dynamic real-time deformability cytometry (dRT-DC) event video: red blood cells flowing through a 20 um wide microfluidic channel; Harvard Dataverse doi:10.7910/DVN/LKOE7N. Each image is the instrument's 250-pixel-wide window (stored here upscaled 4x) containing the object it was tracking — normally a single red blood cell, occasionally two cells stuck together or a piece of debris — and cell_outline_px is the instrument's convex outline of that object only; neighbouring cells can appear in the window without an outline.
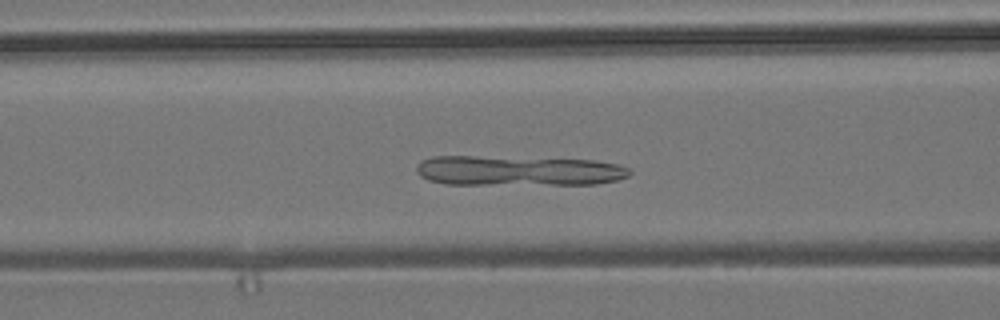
{"species": "common noctule bat (a hibernating species)", "species_latin": "Nyctalus noctula", "temperature_condition": "room temperature", "stored_images_in_passage": 53, "camera_frame_rate_fps": 3000, "um_per_image_px": 0.085, "animal": {"sex": "male", "body_mass_g": 19.2, "forearm_length_mm": 51.8}, "frame": {"image": 1, "passage_image": 20, "time_ms": 6.333, "image_size_px": [1000, 320], "cell_outline_px": [[632, 172], [628, 176], [616, 180], [596, 184], [444, 184], [428, 180], [420, 176], [416, 172], [416, 164], [420, 160], [432, 156], [476, 156], [592, 160], [616, 164], [628, 168]], "centroid_in_image_um": [43.98, 14.51], "position_along_channel_um": 122.6, "area_um2": 37.4}}
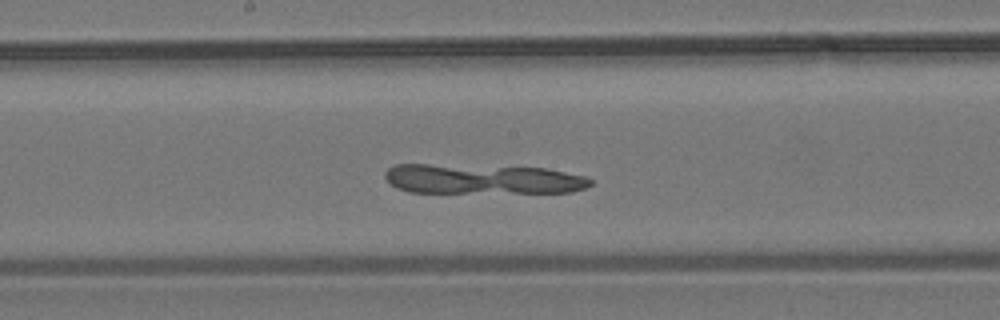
{"frame": {"image": 2, "passage_image": 27, "time_ms": 8.667, "image_size_px": [1000, 320], "cell_outline_px": [[592, 184], [588, 188], [572, 192], [408, 192], [396, 188], [384, 176], [384, 172], [388, 168], [396, 164], [428, 164], [544, 168], [584, 176], [592, 180]], "centroid_in_image_um": [40.99, 15.22], "position_along_channel_um": 207.2, "area_um2": 35.55}}
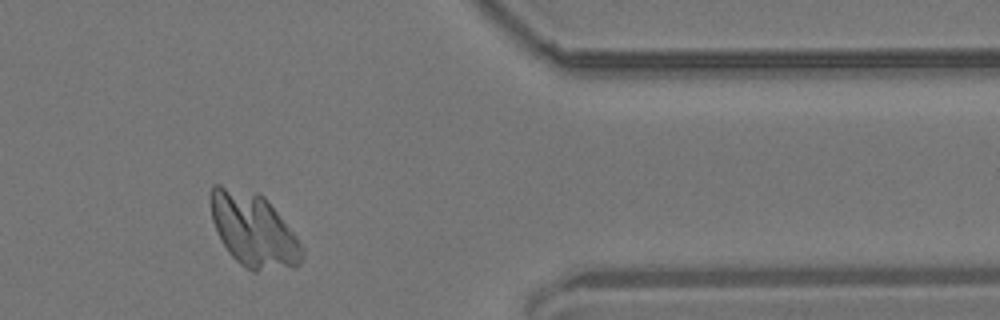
{"frame": {"image": 3, "passage_image": 44, "time_ms": 14.333, "image_size_px": [1000, 320], "cell_outline_px": [[304, 252], [300, 264], [296, 268], [256, 272], [252, 272], [240, 264], [228, 252], [212, 220], [208, 196], [212, 184], [220, 184], [256, 192], [264, 196], [296, 236], [304, 248]], "centroid_in_image_um": [21.54, 19.56], "position_along_channel_um": 389.9, "area_um2": 39.77}}